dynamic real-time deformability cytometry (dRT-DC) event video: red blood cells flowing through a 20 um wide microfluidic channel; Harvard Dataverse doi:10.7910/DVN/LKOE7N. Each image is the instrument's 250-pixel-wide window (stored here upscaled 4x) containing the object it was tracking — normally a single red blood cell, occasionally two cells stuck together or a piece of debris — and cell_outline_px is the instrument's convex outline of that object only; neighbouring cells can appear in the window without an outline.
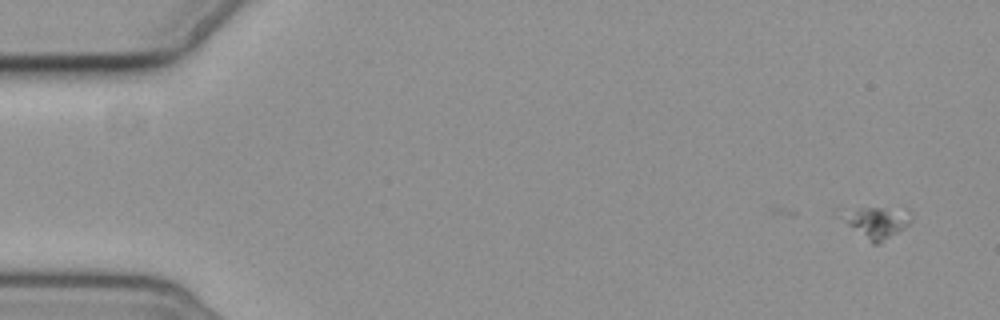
{"species": "common noctule bat (a hibernating species)", "species_latin": "Nyctalus noctula", "temperature_condition": "cold", "stored_images_in_passage": 5, "camera_frame_rate_fps": 3000, "um_per_image_px": 0.085, "animal": {"sex": "female", "body_mass_g": 19.3, "forearm_length_mm": 54.1}, "frame": {"image": 1, "passage_image": 1, "time_ms": 0.0, "image_size_px": [1000, 320], "cell_outline_px": [[912, 220], [908, 224], [880, 244], [872, 244], [848, 224], [844, 220], [848, 216], [864, 208], [884, 208], [912, 212]], "centroid_in_image_um": [74.68, 18.96], "position_along_channel_um": 10.3, "area_um2": 11.5}}
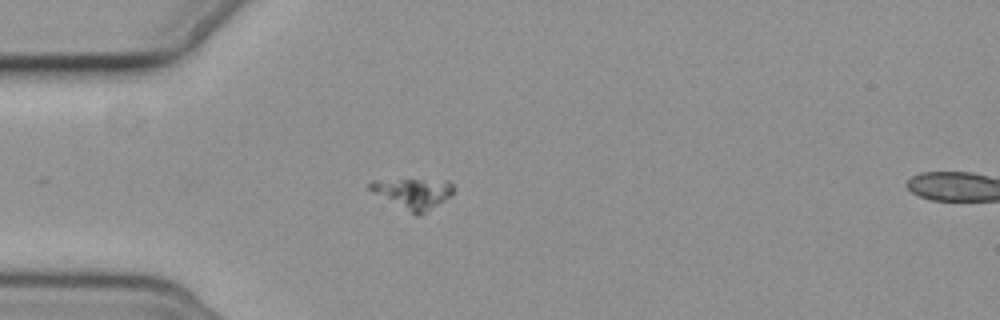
{"frame": {"image": 2, "passage_image": 5, "time_ms": 4.667, "image_size_px": [1000, 320], "cell_outline_px": [[456, 188], [448, 196], [428, 212], [420, 216], [416, 216], [372, 192], [368, 188], [368, 184], [372, 180], [448, 180]], "centroid_in_image_um": [35.11, 16.45], "position_along_channel_um": 49.9, "area_um2": 14.8}}